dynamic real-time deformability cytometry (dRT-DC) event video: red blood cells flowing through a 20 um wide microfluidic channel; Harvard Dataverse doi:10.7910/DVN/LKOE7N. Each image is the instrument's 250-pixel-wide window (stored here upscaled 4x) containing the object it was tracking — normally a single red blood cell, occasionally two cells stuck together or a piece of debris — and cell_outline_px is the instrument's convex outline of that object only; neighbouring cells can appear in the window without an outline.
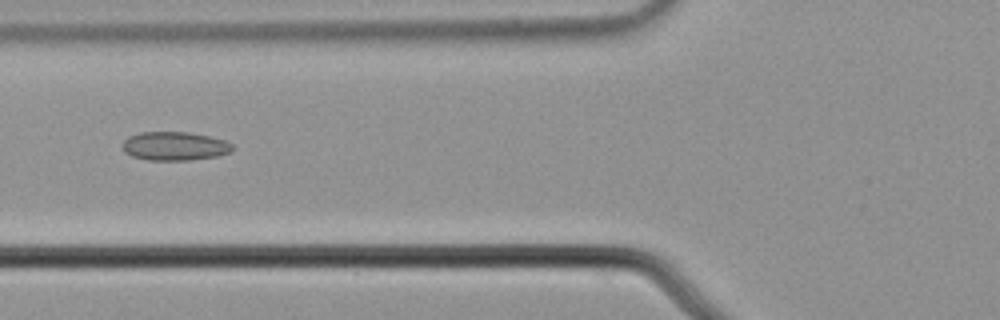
{"species": "common noctule bat (a hibernating species)", "species_latin": "Nyctalus noctula", "temperature_condition": "cold", "stored_images_in_passage": 8, "camera_frame_rate_fps": 3000, "um_per_image_px": 0.085, "animal": {"sex": "male", "body_mass_g": 21.5, "forearm_length_mm": 52.0}, "frame": {"image": 1, "passage_image": 4, "time_ms": 1.0, "image_size_px": [1000, 320], "cell_outline_px": [[236, 148], [232, 152], [216, 156], [188, 160], [148, 160], [132, 156], [124, 152], [124, 140], [128, 136], [140, 132], [188, 132], [208, 136], [224, 140], [232, 144]], "centroid_in_image_um": [14.87, 12.42], "position_along_channel_um": 110.9, "area_um2": 18.38}}
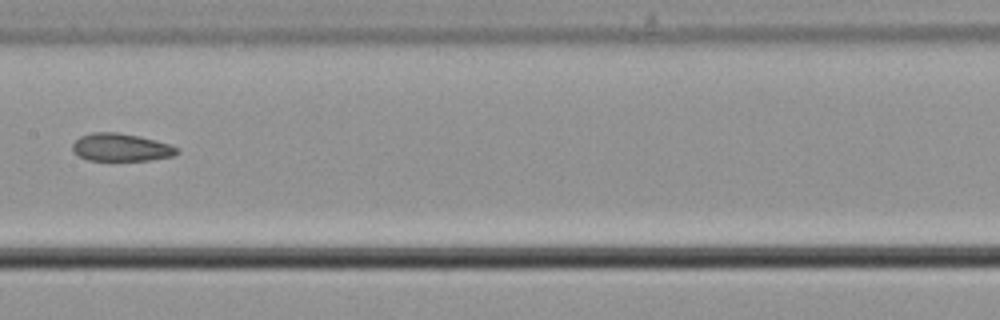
{"frame": {"image": 2, "passage_image": 6, "time_ms": 1.667, "image_size_px": [1000, 320], "cell_outline_px": [[180, 152], [176, 156], [148, 160], [88, 160], [72, 152], [72, 144], [80, 136], [92, 132], [116, 132], [140, 136], [172, 144], [180, 148]], "centroid_in_image_um": [10.34, 12.52], "position_along_channel_um": 197.1, "area_um2": 17.17}}
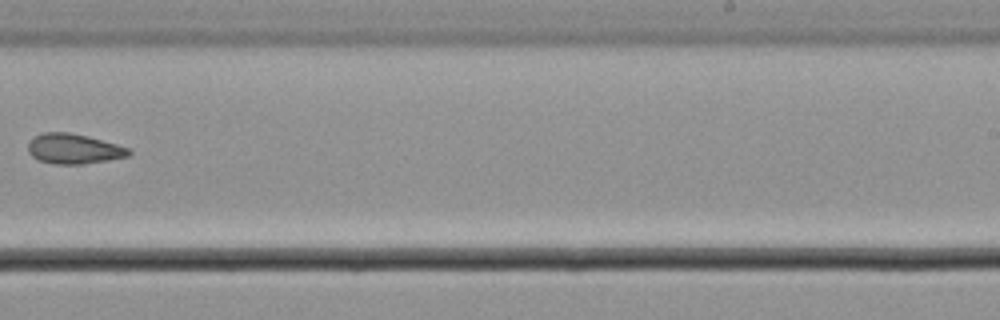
{"frame": {"image": 3, "passage_image": 8, "time_ms": 2.333, "image_size_px": [1000, 320], "cell_outline_px": [[132, 152], [128, 156], [108, 160], [84, 164], [52, 164], [40, 160], [32, 156], [28, 152], [28, 144], [36, 136], [44, 132], [68, 132], [88, 136], [116, 144], [128, 148]], "centroid_in_image_um": [6.27, 12.65], "position_along_channel_um": 282.7, "area_um2": 17.51}}